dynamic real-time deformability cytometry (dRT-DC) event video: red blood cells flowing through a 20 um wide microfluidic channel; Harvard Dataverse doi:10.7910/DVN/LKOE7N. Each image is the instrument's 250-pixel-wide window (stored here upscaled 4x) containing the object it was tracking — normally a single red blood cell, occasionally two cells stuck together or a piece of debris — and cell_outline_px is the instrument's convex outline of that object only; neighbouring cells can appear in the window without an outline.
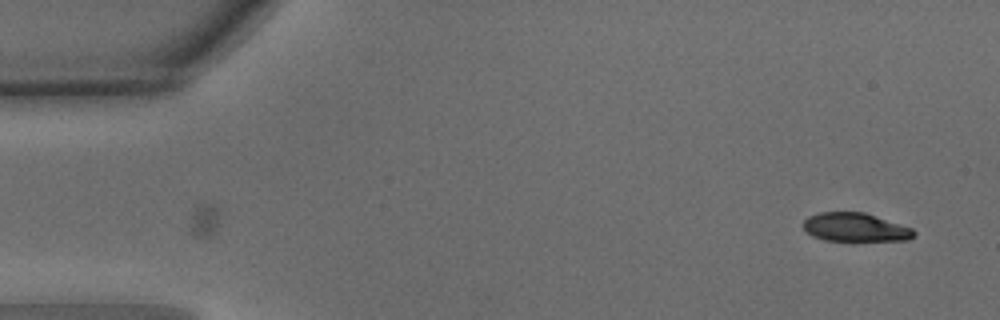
{"species": "common noctule bat (a hibernating species)", "species_latin": "Nyctalus noctula", "temperature_condition": "warm", "stored_images_in_passage": 45, "camera_frame_rate_fps": 3000, "um_per_image_px": 0.085, "animal": {"sex": "male", "body_mass_g": 15.6}, "frame": {"image": 1, "passage_image": 1, "time_ms": 0.0, "image_size_px": [1000, 320], "cell_outline_px": [[916, 232], [908, 240], [852, 244], [824, 240], [812, 236], [804, 228], [804, 220], [808, 216], [820, 212], [864, 212], [912, 228]], "centroid_in_image_um": [72.71, 19.39], "position_along_channel_um": 12.3, "area_um2": 19.36}}
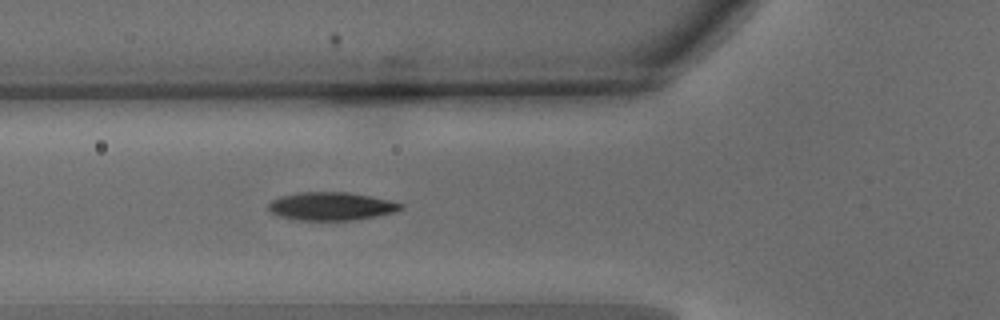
{"frame": {"image": 2, "passage_image": 16, "time_ms": 5.0, "image_size_px": [1000, 320], "cell_outline_px": [[404, 208], [396, 212], [376, 216], [348, 220], [300, 220], [276, 216], [268, 208], [268, 204], [272, 200], [284, 196], [300, 192], [348, 192], [392, 200], [404, 204]], "centroid_in_image_um": [28.2, 17.53], "position_along_channel_um": 97.6, "area_um2": 21.68}}
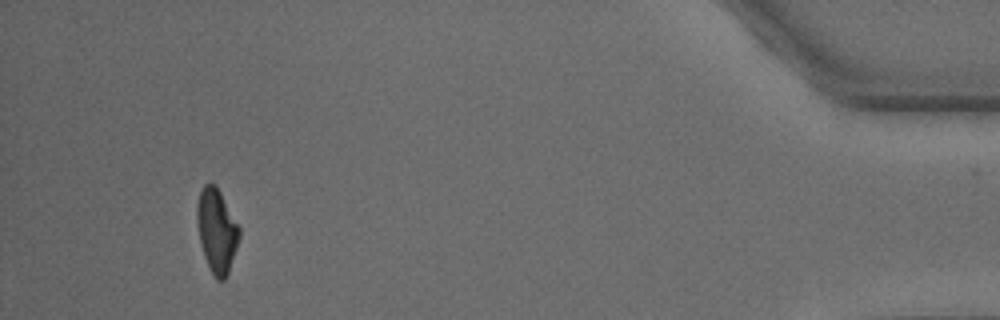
{"frame": {"image": 3, "passage_image": 45, "time_ms": 14.667, "image_size_px": [1000, 320], "cell_outline_px": [[240, 236], [228, 272], [224, 280], [216, 280], [204, 256], [200, 244], [196, 220], [196, 204], [200, 192], [204, 184], [216, 184], [240, 228]], "centroid_in_image_um": [18.4, 19.58], "position_along_channel_um": 416.8, "area_um2": 20.52}, "authors_computed_cell_mechanics": {"area_um2": 20.9814, "velocity_mm_per_s": 4.0269, "shape_relaxation_time_tau1_ms": 2.2927, "shape_relaxation_time_tau2_ms": 3.2809, "deformation_change_tau1": 0.1292, "deformation_change_tau2": 0.0838}}